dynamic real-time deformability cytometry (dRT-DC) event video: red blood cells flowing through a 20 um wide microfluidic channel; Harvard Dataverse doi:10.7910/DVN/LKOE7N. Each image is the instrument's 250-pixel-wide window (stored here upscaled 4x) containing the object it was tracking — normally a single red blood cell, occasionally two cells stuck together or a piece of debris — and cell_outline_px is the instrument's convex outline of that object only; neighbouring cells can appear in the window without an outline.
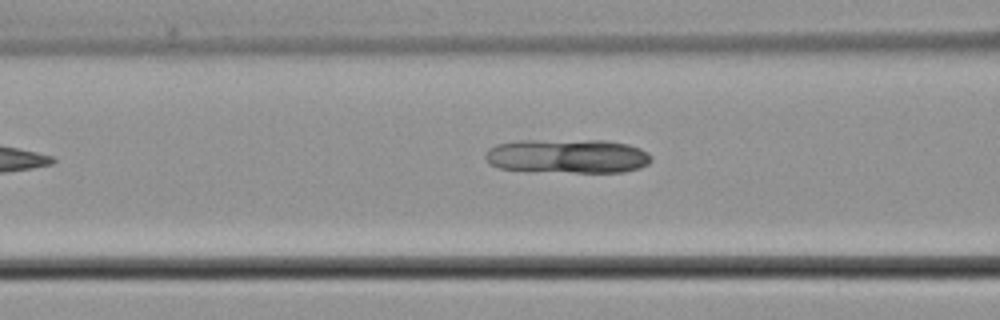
{"species": "common noctule bat (a hibernating species)", "species_latin": "Nyctalus noctula", "temperature_condition": "cold", "stored_images_in_passage": 4, "camera_frame_rate_fps": 3000, "um_per_image_px": 0.085, "animal": {"sex": "male", "body_mass_g": 21.5, "forearm_length_mm": 52.0}, "frame": {"image": 1, "passage_image": 3, "time_ms": 2.667, "image_size_px": [1000, 320], "cell_outline_px": [[652, 160], [648, 164], [640, 168], [624, 172], [576, 172], [500, 168], [492, 164], [484, 156], [488, 148], [496, 144], [516, 140], [604, 140], [628, 144], [640, 148], [648, 152], [652, 156]], "centroid_in_image_um": [48.3, 13.25], "position_along_channel_um": 118.3, "area_um2": 33.0}}
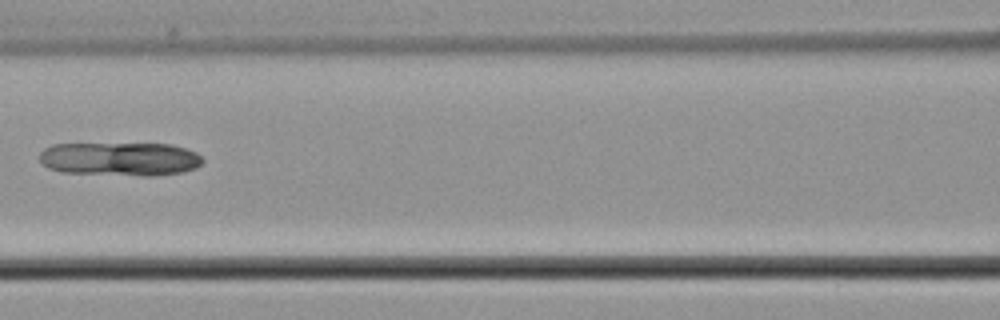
{"frame": {"image": 2, "passage_image": 4, "time_ms": 3.667, "image_size_px": [1000, 320], "cell_outline_px": [[204, 160], [196, 168], [180, 172], [152, 176], [144, 176], [60, 172], [48, 168], [40, 160], [40, 152], [44, 148], [52, 144], [172, 144], [188, 148], [196, 152]], "centroid_in_image_um": [10.21, 13.51], "position_along_channel_um": 156.4, "area_um2": 32.14}}